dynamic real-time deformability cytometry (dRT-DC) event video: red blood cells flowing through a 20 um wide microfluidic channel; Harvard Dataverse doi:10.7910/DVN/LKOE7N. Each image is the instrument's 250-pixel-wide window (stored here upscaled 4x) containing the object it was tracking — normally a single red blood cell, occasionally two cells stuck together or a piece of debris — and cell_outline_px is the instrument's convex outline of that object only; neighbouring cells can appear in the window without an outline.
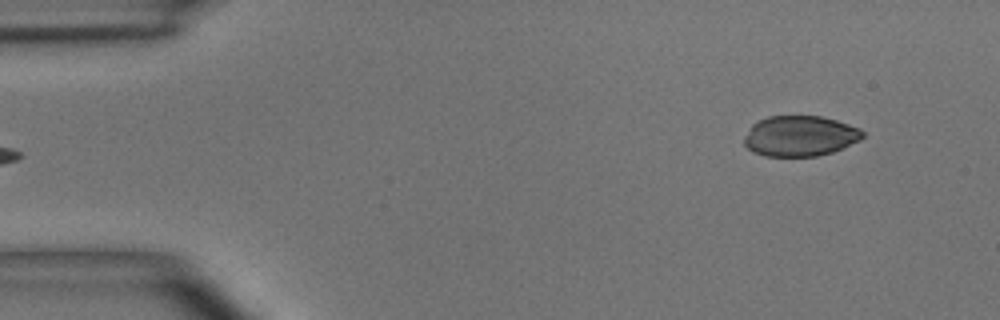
{"species": "common noctule bat (a hibernating species)", "species_latin": "Nyctalus noctula", "temperature_condition": "room temperature", "stored_images_in_passage": 5, "segment_of_instrument_passage": [2, 2], "camera_frame_rate_fps": 3000, "um_per_image_px": 0.085, "animal": {"sex": "male", "body_mass_g": 15.6}, "frame": {"image": 1, "passage_image": 5, "time_ms": 4.667, "image_size_px": [1000, 320], "cell_outline_px": [[864, 136], [860, 140], [832, 152], [816, 156], [764, 156], [752, 152], [744, 144], [744, 136], [752, 124], [768, 116], [820, 116], [836, 120], [860, 128], [864, 132]], "centroid_in_image_um": [67.98, 11.56], "position_along_channel_um": 17.0, "area_um2": 27.98}}